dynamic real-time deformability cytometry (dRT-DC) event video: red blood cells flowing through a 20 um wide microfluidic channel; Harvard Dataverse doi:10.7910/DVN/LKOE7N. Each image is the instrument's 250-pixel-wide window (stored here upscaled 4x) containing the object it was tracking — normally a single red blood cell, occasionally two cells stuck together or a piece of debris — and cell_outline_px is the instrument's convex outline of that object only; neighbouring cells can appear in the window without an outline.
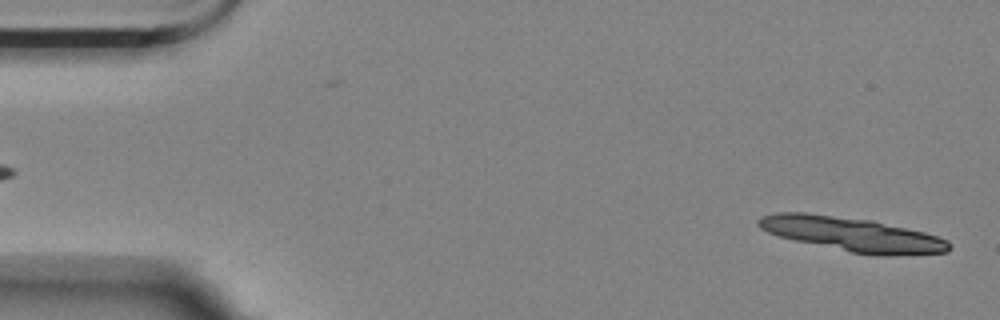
{"species": "Egyptian fruit bat (a non-hibernating species)", "species_latin": "Rousettus aegyptiacus", "temperature_condition": "room temperature", "stored_images_in_passage": 6, "segment_of_instrument_passage": [2, 2], "camera_frame_rate_fps": 3000, "um_per_image_px": 0.085, "animal": {"sex": "female"}, "frame": {"image": 1, "passage_image": 6, "time_ms": 6.0, "image_size_px": [1000, 320], "cell_outline_px": [[952, 248], [948, 252], [884, 256], [852, 252], [796, 240], [780, 236], [768, 232], [760, 228], [756, 224], [756, 220], [760, 216], [776, 212], [808, 212], [872, 220], [924, 232], [948, 240], [952, 244]], "centroid_in_image_um": [72.43, 19.89], "position_along_channel_um": 12.6, "area_um2": 37.8}}